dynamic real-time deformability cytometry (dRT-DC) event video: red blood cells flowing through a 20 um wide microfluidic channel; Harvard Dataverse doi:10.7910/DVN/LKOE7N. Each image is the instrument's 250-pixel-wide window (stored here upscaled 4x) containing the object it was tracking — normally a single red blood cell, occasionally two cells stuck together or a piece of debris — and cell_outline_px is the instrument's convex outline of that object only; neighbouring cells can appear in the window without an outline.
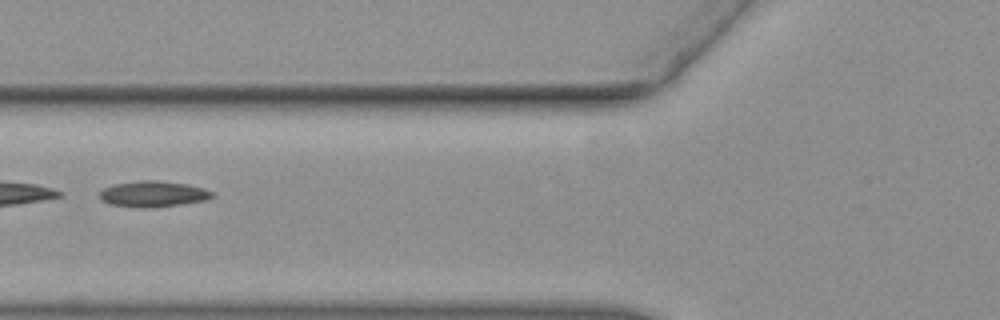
{"species": "common noctule bat (a hibernating species)", "species_latin": "Nyctalus noctula", "temperature_condition": "warm", "stored_images_in_passage": 45, "segment_of_instrument_passage": [2, 2], "camera_frame_rate_fps": 3000, "um_per_image_px": 0.085, "animal": {"sex": "female", "body_mass_g": 19.3, "forearm_length_mm": 54.1}, "frame": {"image": 1, "passage_image": 18, "time_ms": 5.667, "image_size_px": [1000, 320], "cell_outline_px": [[208, 196], [192, 200], [168, 204], [120, 204], [108, 200], [104, 196], [104, 192], [112, 188], [128, 184], [172, 184], [196, 188], [208, 192]], "centroid_in_image_um": [13.02, 16.49], "position_along_channel_um": 112.8, "area_um2": 12.2}}
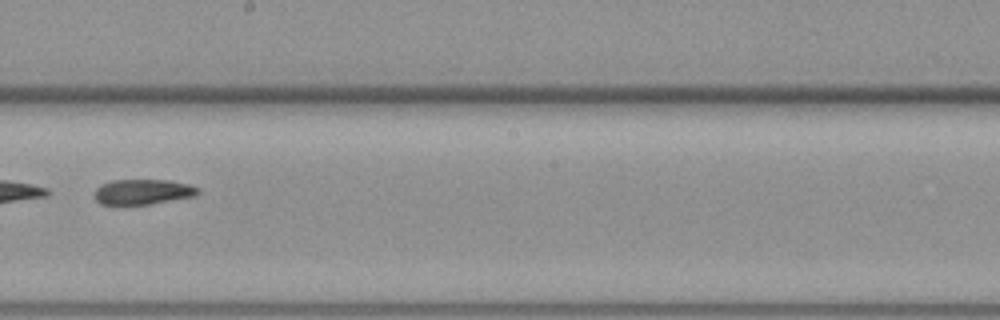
{"frame": {"image": 2, "passage_image": 26, "time_ms": 8.333, "image_size_px": [1000, 320], "cell_outline_px": [[192, 192], [180, 196], [140, 204], [108, 204], [100, 200], [96, 196], [100, 188], [108, 184], [136, 180], [148, 180], [176, 184], [192, 188]], "centroid_in_image_um": [11.91, 16.32], "position_along_channel_um": 236.3, "area_um2": 12.14}}
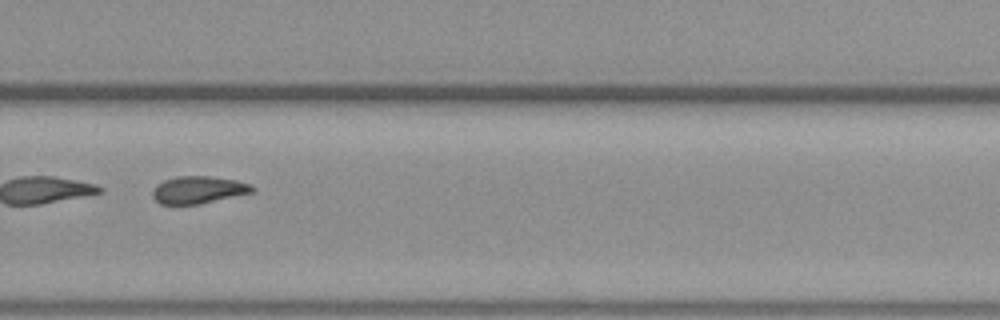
{"frame": {"image": 3, "passage_image": 31, "time_ms": 10.0, "image_size_px": [1000, 320], "cell_outline_px": [[252, 188], [244, 192], [192, 204], [168, 204], [160, 200], [156, 196], [156, 188], [172, 180], [224, 180], [244, 184]], "centroid_in_image_um": [16.79, 16.22], "position_along_channel_um": 313.0, "area_um2": 12.2}}